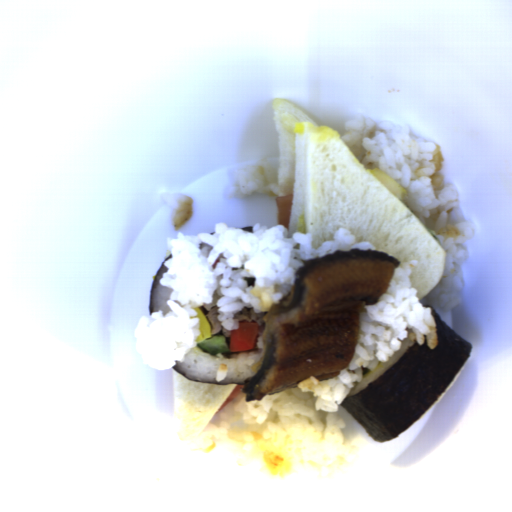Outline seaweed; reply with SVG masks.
<instances>
[{
	"label": "seaweed",
	"mask_w": 512,
	"mask_h": 512,
	"mask_svg": "<svg viewBox=\"0 0 512 512\" xmlns=\"http://www.w3.org/2000/svg\"><path fill=\"white\" fill-rule=\"evenodd\" d=\"M422 306L430 308L434 317L436 347L414 341L388 371L340 404L376 442L389 441L417 422L446 391L473 350L431 304Z\"/></svg>",
	"instance_id": "seaweed-1"
},
{
	"label": "seaweed",
	"mask_w": 512,
	"mask_h": 512,
	"mask_svg": "<svg viewBox=\"0 0 512 512\" xmlns=\"http://www.w3.org/2000/svg\"><path fill=\"white\" fill-rule=\"evenodd\" d=\"M170 257H172V254L167 256L163 262L160 264L153 280H152V283H151V287H150V291H149V300H148V311H149V317L151 315V313H153V291H154V287H155V283H156V279L158 277V275L160 274V272L162 271L163 267L166 266L165 263L167 261V259H169Z\"/></svg>",
	"instance_id": "seaweed-2"
},
{
	"label": "seaweed",
	"mask_w": 512,
	"mask_h": 512,
	"mask_svg": "<svg viewBox=\"0 0 512 512\" xmlns=\"http://www.w3.org/2000/svg\"><path fill=\"white\" fill-rule=\"evenodd\" d=\"M171 368H173L177 373H179L180 375H182L183 377H185L189 381H195V382H200V383L224 384V385H244V383H245V382H204V381H200V380H195V379L189 378L188 376L184 375L179 370H177L174 366L171 367Z\"/></svg>",
	"instance_id": "seaweed-3"
},
{
	"label": "seaweed",
	"mask_w": 512,
	"mask_h": 512,
	"mask_svg": "<svg viewBox=\"0 0 512 512\" xmlns=\"http://www.w3.org/2000/svg\"><path fill=\"white\" fill-rule=\"evenodd\" d=\"M238 230H242V231H246V232H254V226H249V227H246V228H242V229H238Z\"/></svg>",
	"instance_id": "seaweed-4"
},
{
	"label": "seaweed",
	"mask_w": 512,
	"mask_h": 512,
	"mask_svg": "<svg viewBox=\"0 0 512 512\" xmlns=\"http://www.w3.org/2000/svg\"><path fill=\"white\" fill-rule=\"evenodd\" d=\"M371 370H368V368H364L363 370H361L362 372V376L365 375L366 373L370 372Z\"/></svg>",
	"instance_id": "seaweed-5"
}]
</instances>
